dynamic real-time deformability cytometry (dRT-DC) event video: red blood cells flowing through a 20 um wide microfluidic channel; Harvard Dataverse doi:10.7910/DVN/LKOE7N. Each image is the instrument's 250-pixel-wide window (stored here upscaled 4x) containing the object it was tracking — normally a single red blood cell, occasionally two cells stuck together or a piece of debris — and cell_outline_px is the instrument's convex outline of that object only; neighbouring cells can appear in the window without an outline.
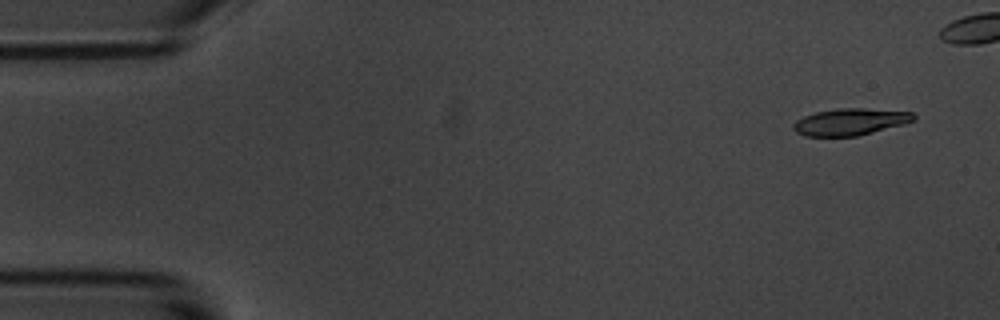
{"species": "common noctule bat (a hibernating species)", "species_latin": "Nyctalus noctula", "temperature_condition": "room temperature", "stored_images_in_passage": 7, "camera_frame_rate_fps": 3000, "um_per_image_px": 0.085, "animal": {"sex": "male", "body_mass_g": 20.1, "forearm_length_mm": 53.5}, "frame": {"image": 1, "passage_image": 1, "time_ms": 0.0, "image_size_px": [1000, 320], "cell_outline_px": [[916, 120], [904, 124], [856, 136], [804, 136], [796, 132], [792, 128], [792, 124], [796, 120], [804, 116], [816, 112], [836, 108], [860, 108], [912, 112], [916, 116]], "centroid_in_image_um": [72.25, 10.35], "position_along_channel_um": 12.8, "area_um2": 18.79}}
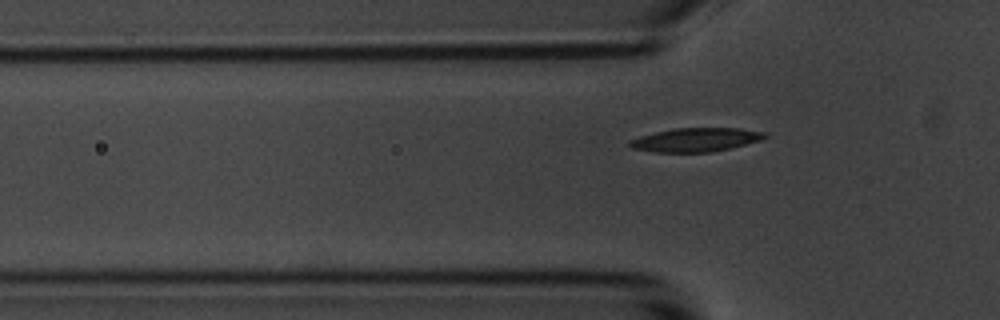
{"frame": {"image": 2, "passage_image": 7, "time_ms": 7.0, "image_size_px": [1000, 320], "cell_outline_px": [[768, 136], [760, 140], [712, 152], [656, 152], [632, 148], [628, 144], [628, 140], [640, 136], [656, 132], [676, 128], [740, 128], [768, 132]], "centroid_in_image_um": [59.14, 11.87], "position_along_channel_um": 66.7, "area_um2": 18.61}}